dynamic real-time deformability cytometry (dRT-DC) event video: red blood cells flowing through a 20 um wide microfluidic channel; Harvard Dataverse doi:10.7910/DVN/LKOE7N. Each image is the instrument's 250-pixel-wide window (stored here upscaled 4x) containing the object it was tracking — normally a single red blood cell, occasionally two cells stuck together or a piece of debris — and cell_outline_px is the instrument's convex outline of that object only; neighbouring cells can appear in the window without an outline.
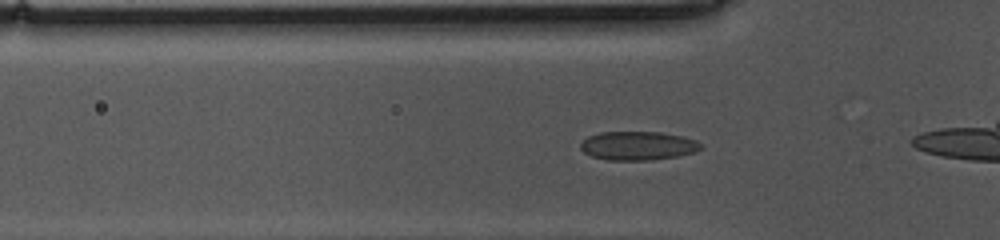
{"species": "common noctule bat (a hibernating species)", "species_latin": "Nyctalus noctula", "temperature_condition": "cold", "stored_images_in_passage": 41, "camera_frame_rate_fps": 3000, "um_per_image_px": 0.085, "animal": {"sex": "female", "body_mass_g": 10.0, "forearm_length_mm": 53.1}, "frame": {"image": 1, "passage_image": 15, "time_ms": 4.667, "image_size_px": [1000, 240], "cell_outline_px": [[700, 148], [696, 152], [676, 156], [648, 160], [608, 160], [592, 156], [584, 152], [580, 148], [580, 144], [588, 136], [600, 132], [660, 132], [684, 136], [696, 140], [700, 144]], "centroid_in_image_um": [54.21, 12.38], "position_along_channel_um": 71.6, "area_um2": 20.06}}
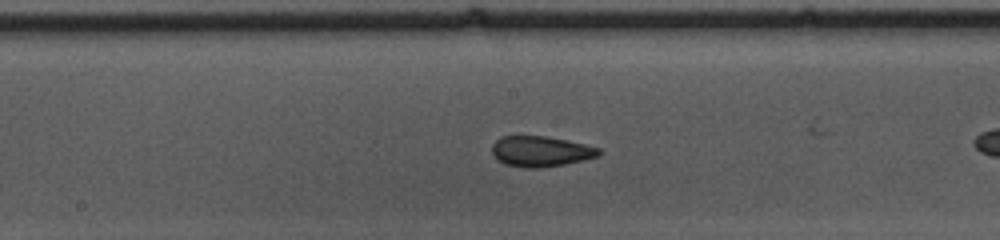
{"frame": {"image": 2, "passage_image": 26, "time_ms": 8.333, "image_size_px": [1000, 240], "cell_outline_px": [[600, 156], [584, 160], [564, 164], [536, 168], [524, 168], [504, 164], [492, 152], [492, 144], [500, 136], [548, 136], [568, 140], [600, 148]], "centroid_in_image_um": [45.97, 12.86], "position_along_channel_um": 202.2, "area_um2": 19.02}}
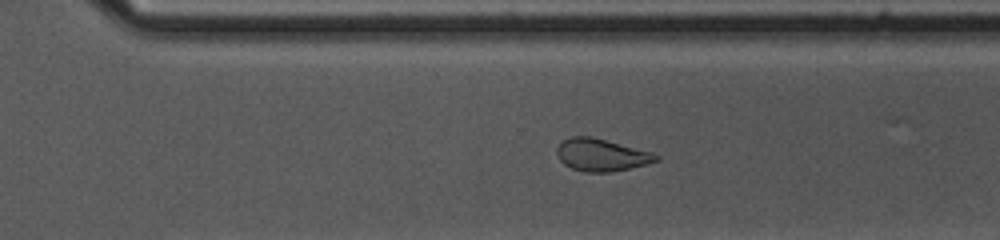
{"frame": {"image": 3, "passage_image": 36, "time_ms": 11.667, "image_size_px": [1000, 240], "cell_outline_px": [[660, 160], [648, 164], [608, 172], [584, 172], [572, 168], [564, 164], [556, 156], [556, 148], [564, 140], [572, 136], [592, 136], [652, 152], [660, 156]], "centroid_in_image_um": [51.12, 13.16], "position_along_channel_um": 319.5, "area_um2": 18.73}}